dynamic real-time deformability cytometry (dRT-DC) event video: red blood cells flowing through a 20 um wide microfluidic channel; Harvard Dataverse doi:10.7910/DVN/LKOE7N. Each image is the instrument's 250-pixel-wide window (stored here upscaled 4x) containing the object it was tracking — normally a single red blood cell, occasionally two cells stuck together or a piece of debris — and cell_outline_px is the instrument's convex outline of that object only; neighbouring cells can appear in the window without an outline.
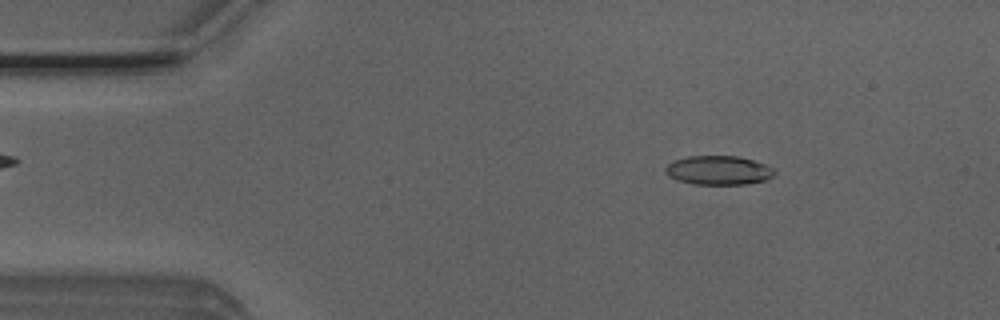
{"species": "Egyptian fruit bat (a non-hibernating species)", "species_latin": "Rousettus aegyptiacus", "temperature_condition": "room temperature", "stored_images_in_passage": 51, "camera_frame_rate_fps": 3000, "um_per_image_px": 0.085, "animal": {"sex": "male"}, "frame": {"image": 1, "passage_image": 7, "time_ms": 2.0, "image_size_px": [1000, 320], "cell_outline_px": [[776, 172], [772, 176], [764, 180], [744, 184], [692, 184], [676, 180], [668, 176], [664, 172], [664, 168], [672, 160], [688, 156], [740, 156], [776, 168]], "centroid_in_image_um": [61.03, 14.47], "position_along_channel_um": 24.0, "area_um2": 18.61}}
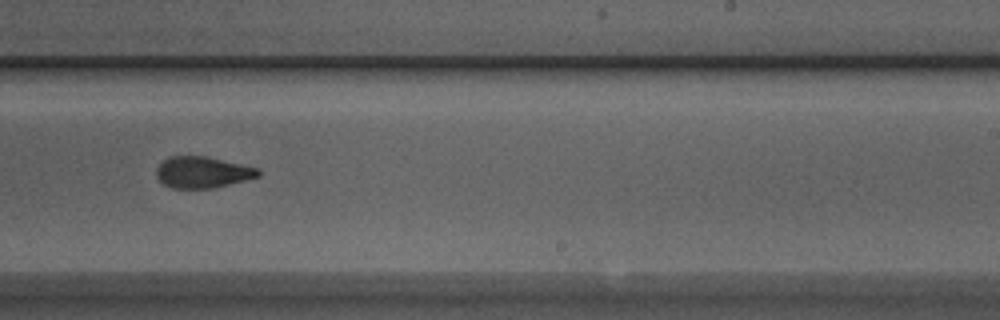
{"frame": {"image": 2, "passage_image": 31, "time_ms": 10.0, "image_size_px": [1000, 320], "cell_outline_px": [[260, 176], [212, 188], [172, 188], [164, 184], [156, 176], [156, 168], [168, 156], [204, 156], [260, 168]], "centroid_in_image_um": [17.2, 14.64], "position_along_channel_um": 271.8, "area_um2": 18.44}}
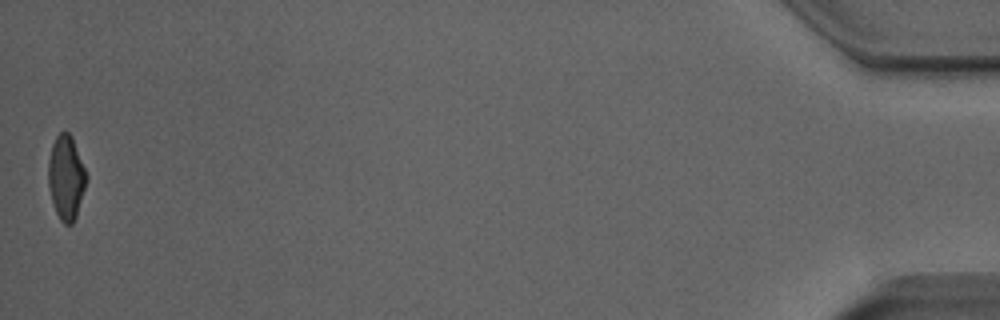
{"frame": {"image": 3, "passage_image": 51, "time_ms": 16.667, "image_size_px": [1000, 320], "cell_outline_px": [[88, 176], [76, 216], [72, 224], [64, 224], [60, 220], [56, 212], [52, 200], [48, 184], [48, 160], [52, 144], [56, 136], [64, 128], [72, 136]], "centroid_in_image_um": [5.61, 15.04], "position_along_channel_um": 429.6, "area_um2": 18.73}, "authors_computed_cell_mechanics": {"area_um2": 19.1896, "velocity_mm_per_s": 3.9223, "shape_relaxation_time_tau1_ms": 7.1531, "shape_relaxation_time_tau2_ms": 2.4003, "deformation_change_tau1": 0.198, "deformation_change_tau2": 0.102}}